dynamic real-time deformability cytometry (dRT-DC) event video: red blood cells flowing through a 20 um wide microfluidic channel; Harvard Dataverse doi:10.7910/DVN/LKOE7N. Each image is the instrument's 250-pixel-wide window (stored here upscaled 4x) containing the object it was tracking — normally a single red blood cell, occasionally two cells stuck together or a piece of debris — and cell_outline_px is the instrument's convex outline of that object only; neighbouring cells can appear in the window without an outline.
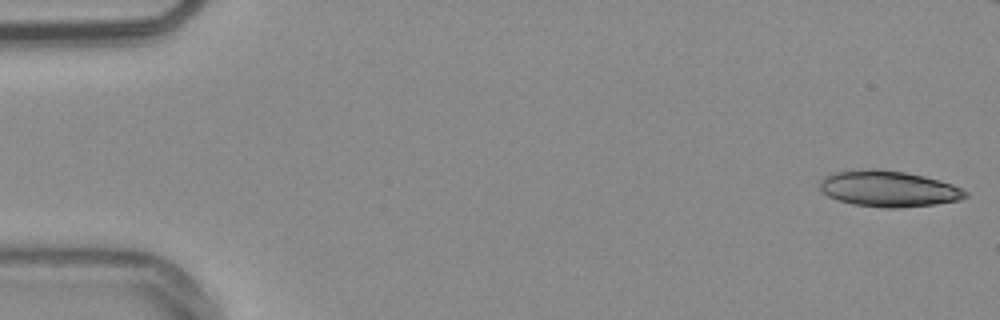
{"species": "common noctule bat (a hibernating species)", "species_latin": "Nyctalus noctula", "temperature_condition": "warm", "stored_images_in_passage": 37, "camera_frame_rate_fps": 3000, "um_per_image_px": 0.085, "animal": {"sex": "male", "body_mass_g": 20.4}, "frame": {"image": 1, "passage_image": 1, "time_ms": 0.0, "image_size_px": [1000, 320], "cell_outline_px": [[968, 196], [960, 200], [936, 204], [896, 208], [884, 208], [852, 204], [828, 196], [820, 188], [820, 180], [824, 176], [836, 172], [872, 168], [876, 168], [904, 172], [924, 176], [940, 180], [952, 184], [968, 192]], "centroid_in_image_um": [75.55, 16.04], "position_along_channel_um": 9.5, "area_um2": 30.52}}